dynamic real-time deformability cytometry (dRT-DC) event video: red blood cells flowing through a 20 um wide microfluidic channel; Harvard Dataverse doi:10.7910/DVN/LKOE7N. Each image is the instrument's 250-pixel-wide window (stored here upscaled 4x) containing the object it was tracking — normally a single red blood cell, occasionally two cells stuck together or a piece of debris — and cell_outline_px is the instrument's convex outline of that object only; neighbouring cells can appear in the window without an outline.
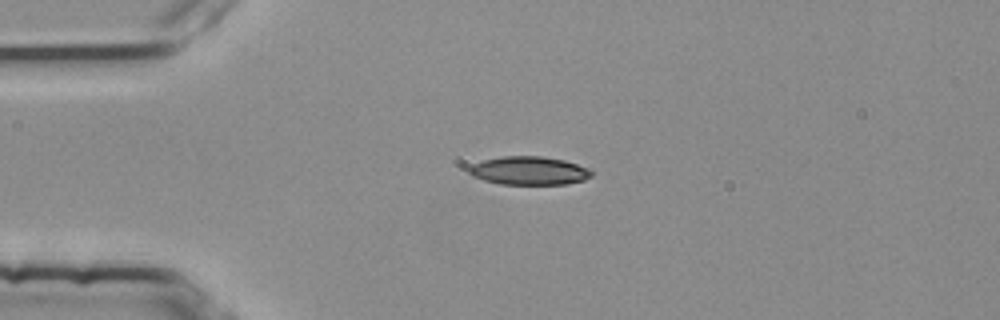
{"species": "common noctule bat (a hibernating species)", "species_latin": "Nyctalus noctula", "temperature_condition": "room temperature", "stored_images_in_passage": 42, "camera_frame_rate_fps": 3000, "um_per_image_px": 0.085, "animal": {"sex": "female", "body_mass_g": 25.1}, "frame": {"image": 1, "passage_image": 1, "time_ms": 0.0, "image_size_px": [1000, 320], "cell_outline_px": [[592, 176], [584, 180], [564, 184], [500, 184], [484, 180], [472, 176], [468, 172], [468, 168], [472, 164], [484, 160], [504, 156], [540, 156], [564, 160], [576, 164], [592, 172]], "centroid_in_image_um": [44.92, 14.51], "position_along_channel_um": 40.1, "area_um2": 20.06}}
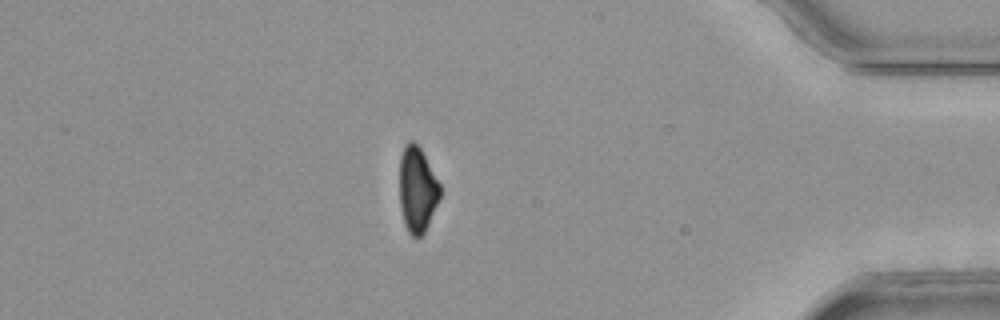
{"frame": {"image": 2, "passage_image": 35, "time_ms": 11.333, "image_size_px": [1000, 320], "cell_outline_px": [[440, 196], [428, 224], [424, 232], [420, 236], [412, 236], [408, 232], [404, 224], [400, 208], [400, 156], [404, 144], [408, 140], [412, 140], [420, 148], [440, 184]], "centroid_in_image_um": [35.44, 16.09], "position_along_channel_um": 399.8, "area_um2": 20.0}}
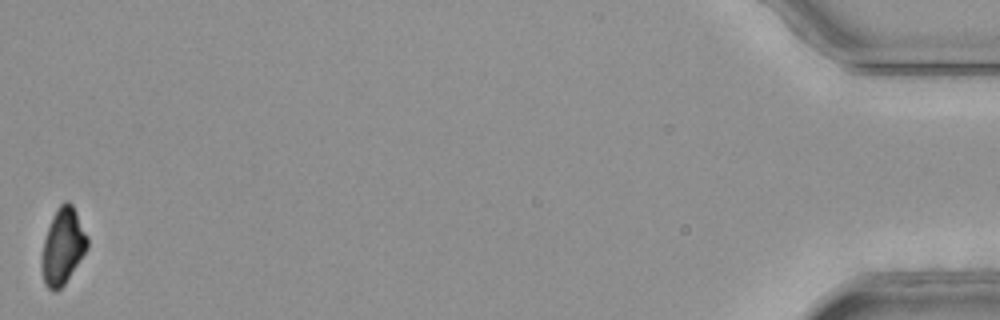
{"frame": {"image": 3, "passage_image": 42, "time_ms": 13.667, "image_size_px": [1000, 320], "cell_outline_px": [[88, 248], [64, 284], [56, 292], [52, 292], [44, 284], [40, 268], [40, 256], [44, 240], [52, 216], [56, 208], [64, 200], [68, 200], [72, 204], [88, 236]], "centroid_in_image_um": [5.31, 20.95], "position_along_channel_um": 429.9, "area_um2": 20.52}, "authors_computed_cell_mechanics": {"area_um2": 21.8195, "velocity_mm_per_s": 3.7914, "shape_relaxation_time_tau1_ms": 8.4672, "shape_relaxation_time_tau2_ms": 10.9705, "deformation_change_tau1": 0.1781, "deformation_change_tau2": 0.1802}}